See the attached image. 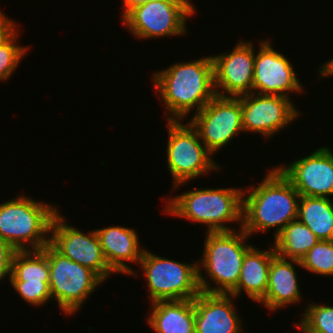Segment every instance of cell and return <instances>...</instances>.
<instances>
[{"label": "cell", "instance_id": "cell-1", "mask_svg": "<svg viewBox=\"0 0 333 333\" xmlns=\"http://www.w3.org/2000/svg\"><path fill=\"white\" fill-rule=\"evenodd\" d=\"M152 79L156 93L164 102L167 121H184L191 110L198 113L216 96L211 56L176 62L154 72Z\"/></svg>", "mask_w": 333, "mask_h": 333}, {"label": "cell", "instance_id": "cell-2", "mask_svg": "<svg viewBox=\"0 0 333 333\" xmlns=\"http://www.w3.org/2000/svg\"><path fill=\"white\" fill-rule=\"evenodd\" d=\"M247 190L243 189L242 229L249 236L276 228L275 238L297 219L301 196L277 167L270 169L258 186Z\"/></svg>", "mask_w": 333, "mask_h": 333}, {"label": "cell", "instance_id": "cell-3", "mask_svg": "<svg viewBox=\"0 0 333 333\" xmlns=\"http://www.w3.org/2000/svg\"><path fill=\"white\" fill-rule=\"evenodd\" d=\"M166 214L208 226L207 232L232 231L229 224L239 221L242 228L243 188H204L167 198ZM233 221V222H232Z\"/></svg>", "mask_w": 333, "mask_h": 333}, {"label": "cell", "instance_id": "cell-4", "mask_svg": "<svg viewBox=\"0 0 333 333\" xmlns=\"http://www.w3.org/2000/svg\"><path fill=\"white\" fill-rule=\"evenodd\" d=\"M238 230L205 232L204 250L198 261V283L202 292L229 294L237 286L244 256L252 247L245 242L250 236L242 228ZM208 279L217 286L208 283Z\"/></svg>", "mask_w": 333, "mask_h": 333}, {"label": "cell", "instance_id": "cell-5", "mask_svg": "<svg viewBox=\"0 0 333 333\" xmlns=\"http://www.w3.org/2000/svg\"><path fill=\"white\" fill-rule=\"evenodd\" d=\"M57 212L55 205L33 200L23 194L2 202L0 238L16 251L42 250L50 243V227Z\"/></svg>", "mask_w": 333, "mask_h": 333}, {"label": "cell", "instance_id": "cell-6", "mask_svg": "<svg viewBox=\"0 0 333 333\" xmlns=\"http://www.w3.org/2000/svg\"><path fill=\"white\" fill-rule=\"evenodd\" d=\"M167 127L166 158L173 178V189L208 172L219 170L220 167L190 122L184 124L182 120H168Z\"/></svg>", "mask_w": 333, "mask_h": 333}, {"label": "cell", "instance_id": "cell-7", "mask_svg": "<svg viewBox=\"0 0 333 333\" xmlns=\"http://www.w3.org/2000/svg\"><path fill=\"white\" fill-rule=\"evenodd\" d=\"M42 251L48 257L52 300L67 315L75 314L104 281L91 269L59 253L50 243Z\"/></svg>", "mask_w": 333, "mask_h": 333}, {"label": "cell", "instance_id": "cell-8", "mask_svg": "<svg viewBox=\"0 0 333 333\" xmlns=\"http://www.w3.org/2000/svg\"><path fill=\"white\" fill-rule=\"evenodd\" d=\"M138 265L146 277L151 303L194 299L201 292L198 261L193 264L160 257L144 250Z\"/></svg>", "mask_w": 333, "mask_h": 333}, {"label": "cell", "instance_id": "cell-9", "mask_svg": "<svg viewBox=\"0 0 333 333\" xmlns=\"http://www.w3.org/2000/svg\"><path fill=\"white\" fill-rule=\"evenodd\" d=\"M190 0H159L132 9L123 19L125 28L138 39L187 34L186 20L196 12Z\"/></svg>", "mask_w": 333, "mask_h": 333}, {"label": "cell", "instance_id": "cell-10", "mask_svg": "<svg viewBox=\"0 0 333 333\" xmlns=\"http://www.w3.org/2000/svg\"><path fill=\"white\" fill-rule=\"evenodd\" d=\"M189 121L207 150L215 155L235 136L244 132L239 97L216 95Z\"/></svg>", "mask_w": 333, "mask_h": 333}, {"label": "cell", "instance_id": "cell-11", "mask_svg": "<svg viewBox=\"0 0 333 333\" xmlns=\"http://www.w3.org/2000/svg\"><path fill=\"white\" fill-rule=\"evenodd\" d=\"M64 220L59 211L54 215L50 244L63 256L94 271L105 282L114 271L105 259L96 231L85 234Z\"/></svg>", "mask_w": 333, "mask_h": 333}, {"label": "cell", "instance_id": "cell-12", "mask_svg": "<svg viewBox=\"0 0 333 333\" xmlns=\"http://www.w3.org/2000/svg\"><path fill=\"white\" fill-rule=\"evenodd\" d=\"M239 98L244 131L262 134L267 139L300 116V111L288 97L252 92Z\"/></svg>", "mask_w": 333, "mask_h": 333}, {"label": "cell", "instance_id": "cell-13", "mask_svg": "<svg viewBox=\"0 0 333 333\" xmlns=\"http://www.w3.org/2000/svg\"><path fill=\"white\" fill-rule=\"evenodd\" d=\"M255 48L240 41L231 52L211 55L216 95L240 97L252 93Z\"/></svg>", "mask_w": 333, "mask_h": 333}, {"label": "cell", "instance_id": "cell-14", "mask_svg": "<svg viewBox=\"0 0 333 333\" xmlns=\"http://www.w3.org/2000/svg\"><path fill=\"white\" fill-rule=\"evenodd\" d=\"M255 54L252 92L289 98L291 91L304 90L289 59L274 50L268 39L260 41Z\"/></svg>", "mask_w": 333, "mask_h": 333}, {"label": "cell", "instance_id": "cell-15", "mask_svg": "<svg viewBox=\"0 0 333 333\" xmlns=\"http://www.w3.org/2000/svg\"><path fill=\"white\" fill-rule=\"evenodd\" d=\"M276 167L300 196L328 198L333 195V152L329 147L322 146L287 166Z\"/></svg>", "mask_w": 333, "mask_h": 333}, {"label": "cell", "instance_id": "cell-16", "mask_svg": "<svg viewBox=\"0 0 333 333\" xmlns=\"http://www.w3.org/2000/svg\"><path fill=\"white\" fill-rule=\"evenodd\" d=\"M231 294L200 292L193 299L195 333H244Z\"/></svg>", "mask_w": 333, "mask_h": 333}, {"label": "cell", "instance_id": "cell-17", "mask_svg": "<svg viewBox=\"0 0 333 333\" xmlns=\"http://www.w3.org/2000/svg\"><path fill=\"white\" fill-rule=\"evenodd\" d=\"M105 259L115 273L137 275L127 262L139 263L144 248L139 245L138 233L132 228L110 226L95 230Z\"/></svg>", "mask_w": 333, "mask_h": 333}, {"label": "cell", "instance_id": "cell-18", "mask_svg": "<svg viewBox=\"0 0 333 333\" xmlns=\"http://www.w3.org/2000/svg\"><path fill=\"white\" fill-rule=\"evenodd\" d=\"M295 265L301 267L300 261L281 258L277 254L272 257L266 295L259 302L265 308L274 312L302 300Z\"/></svg>", "mask_w": 333, "mask_h": 333}, {"label": "cell", "instance_id": "cell-19", "mask_svg": "<svg viewBox=\"0 0 333 333\" xmlns=\"http://www.w3.org/2000/svg\"><path fill=\"white\" fill-rule=\"evenodd\" d=\"M275 254L274 247L263 251L253 245L244 256L237 286L229 294L239 297L244 291L259 303L266 295L269 267Z\"/></svg>", "mask_w": 333, "mask_h": 333}, {"label": "cell", "instance_id": "cell-20", "mask_svg": "<svg viewBox=\"0 0 333 333\" xmlns=\"http://www.w3.org/2000/svg\"><path fill=\"white\" fill-rule=\"evenodd\" d=\"M150 306L146 320L156 333H195L193 299L157 301Z\"/></svg>", "mask_w": 333, "mask_h": 333}, {"label": "cell", "instance_id": "cell-21", "mask_svg": "<svg viewBox=\"0 0 333 333\" xmlns=\"http://www.w3.org/2000/svg\"><path fill=\"white\" fill-rule=\"evenodd\" d=\"M297 219L319 240H333V200L330 197L301 196Z\"/></svg>", "mask_w": 333, "mask_h": 333}, {"label": "cell", "instance_id": "cell-22", "mask_svg": "<svg viewBox=\"0 0 333 333\" xmlns=\"http://www.w3.org/2000/svg\"><path fill=\"white\" fill-rule=\"evenodd\" d=\"M318 241L316 235L296 219L289 222L274 238L273 247L281 258L300 261Z\"/></svg>", "mask_w": 333, "mask_h": 333}, {"label": "cell", "instance_id": "cell-23", "mask_svg": "<svg viewBox=\"0 0 333 333\" xmlns=\"http://www.w3.org/2000/svg\"><path fill=\"white\" fill-rule=\"evenodd\" d=\"M9 281L49 283L47 255L42 250L15 251Z\"/></svg>", "mask_w": 333, "mask_h": 333}, {"label": "cell", "instance_id": "cell-24", "mask_svg": "<svg viewBox=\"0 0 333 333\" xmlns=\"http://www.w3.org/2000/svg\"><path fill=\"white\" fill-rule=\"evenodd\" d=\"M19 29L16 26L0 41V81L9 80L30 48L19 46ZM17 42V43H16ZM9 78V79H8Z\"/></svg>", "mask_w": 333, "mask_h": 333}, {"label": "cell", "instance_id": "cell-25", "mask_svg": "<svg viewBox=\"0 0 333 333\" xmlns=\"http://www.w3.org/2000/svg\"><path fill=\"white\" fill-rule=\"evenodd\" d=\"M295 326L303 333H333V306L310 303Z\"/></svg>", "mask_w": 333, "mask_h": 333}, {"label": "cell", "instance_id": "cell-26", "mask_svg": "<svg viewBox=\"0 0 333 333\" xmlns=\"http://www.w3.org/2000/svg\"><path fill=\"white\" fill-rule=\"evenodd\" d=\"M310 273L333 276V240H319L300 260Z\"/></svg>", "mask_w": 333, "mask_h": 333}, {"label": "cell", "instance_id": "cell-27", "mask_svg": "<svg viewBox=\"0 0 333 333\" xmlns=\"http://www.w3.org/2000/svg\"><path fill=\"white\" fill-rule=\"evenodd\" d=\"M14 290L31 306H42L52 299L49 283H27V281H10Z\"/></svg>", "mask_w": 333, "mask_h": 333}, {"label": "cell", "instance_id": "cell-28", "mask_svg": "<svg viewBox=\"0 0 333 333\" xmlns=\"http://www.w3.org/2000/svg\"><path fill=\"white\" fill-rule=\"evenodd\" d=\"M16 250L0 238V280L11 274L12 257Z\"/></svg>", "mask_w": 333, "mask_h": 333}, {"label": "cell", "instance_id": "cell-29", "mask_svg": "<svg viewBox=\"0 0 333 333\" xmlns=\"http://www.w3.org/2000/svg\"><path fill=\"white\" fill-rule=\"evenodd\" d=\"M16 23L5 16V14L0 10V41L5 38L15 27Z\"/></svg>", "mask_w": 333, "mask_h": 333}, {"label": "cell", "instance_id": "cell-30", "mask_svg": "<svg viewBox=\"0 0 333 333\" xmlns=\"http://www.w3.org/2000/svg\"><path fill=\"white\" fill-rule=\"evenodd\" d=\"M123 3V13L121 15V18L123 19L132 9L140 6V5H143L147 2H152V1H159V0H122Z\"/></svg>", "mask_w": 333, "mask_h": 333}]
</instances>
